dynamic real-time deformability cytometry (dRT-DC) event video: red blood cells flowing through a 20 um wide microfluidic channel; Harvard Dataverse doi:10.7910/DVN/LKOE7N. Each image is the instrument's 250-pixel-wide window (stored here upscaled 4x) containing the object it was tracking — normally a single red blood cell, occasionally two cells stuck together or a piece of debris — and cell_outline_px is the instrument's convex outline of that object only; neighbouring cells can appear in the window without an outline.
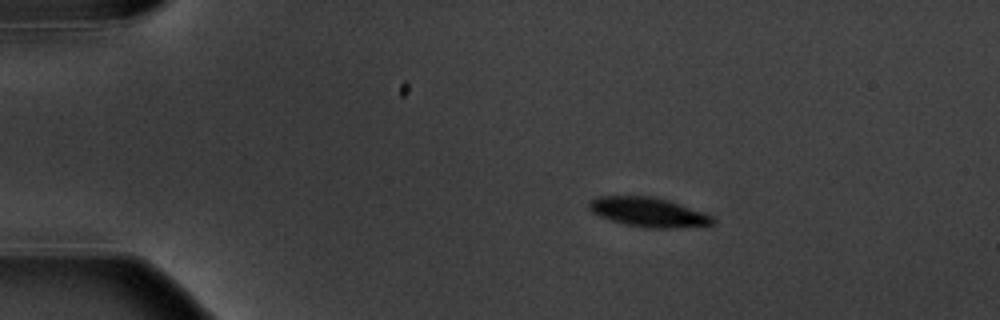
{"species": "common noctule bat (a hibernating species)", "species_latin": "Nyctalus noctula", "temperature_condition": "warm", "stored_images_in_passage": 4, "camera_frame_rate_fps": 3000, "um_per_image_px": 0.085, "animal": {"sex": "male", "body_mass_g": 20.1, "forearm_length_mm": 53.5}, "frame": {"image": 1, "passage_image": 2, "time_ms": 2.333, "image_size_px": [1000, 320], "cell_outline_px": [[716, 224], [676, 228], [648, 228], [624, 224], [600, 216], [592, 212], [588, 208], [588, 204], [596, 196], [652, 196], [668, 200], [704, 212], [712, 216], [716, 220]], "centroid_in_image_um": [55.14, 18.03], "position_along_channel_um": 29.9, "area_um2": 21.21}}